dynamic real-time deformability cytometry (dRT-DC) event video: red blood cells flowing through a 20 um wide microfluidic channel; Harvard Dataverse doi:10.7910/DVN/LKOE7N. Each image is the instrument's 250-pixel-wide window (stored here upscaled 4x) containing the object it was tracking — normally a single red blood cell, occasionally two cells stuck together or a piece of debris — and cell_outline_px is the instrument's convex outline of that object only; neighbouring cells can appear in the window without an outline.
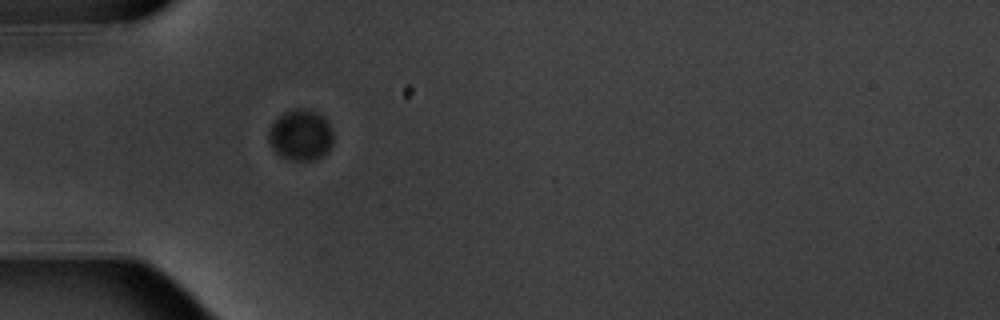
{"species": "common noctule bat (a hibernating species)", "species_latin": "Nyctalus noctula", "temperature_condition": "warm", "stored_images_in_passage": 5, "camera_frame_rate_fps": 3000, "um_per_image_px": 0.085, "animal": {"sex": "male", "body_mass_g": 20.1, "forearm_length_mm": 53.5}, "frame": {"image": 1, "passage_image": 5, "time_ms": 5.667, "image_size_px": [1000, 320], "cell_outline_px": [[332, 144], [320, 156], [312, 160], [288, 160], [280, 156], [272, 148], [268, 140], [268, 132], [272, 124], [284, 112], [296, 108], [308, 108], [324, 116], [332, 132]], "centroid_in_image_um": [25.53, 11.46], "position_along_channel_um": 59.5, "area_um2": 19.02}}